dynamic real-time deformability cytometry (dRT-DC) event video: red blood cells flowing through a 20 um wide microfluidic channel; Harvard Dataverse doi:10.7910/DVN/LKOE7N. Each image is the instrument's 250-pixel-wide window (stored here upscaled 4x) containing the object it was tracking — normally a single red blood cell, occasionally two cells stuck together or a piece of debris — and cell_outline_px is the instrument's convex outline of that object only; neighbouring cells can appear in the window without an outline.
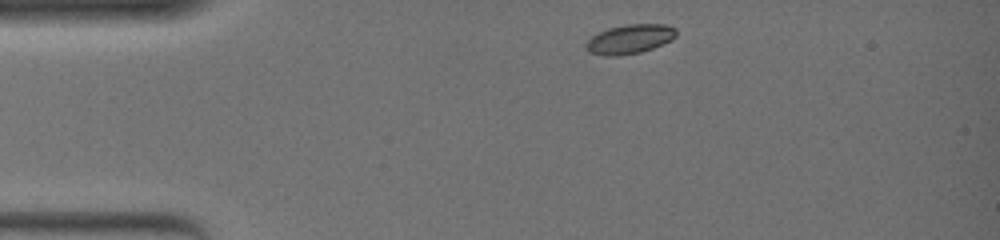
{"species": "common noctule bat (a hibernating species)", "species_latin": "Nyctalus noctula", "temperature_condition": "warm", "stored_images_in_passage": 38, "camera_frame_rate_fps": 3000, "um_per_image_px": 0.085, "animal": {"sex": "female", "body_mass_g": 19.0, "forearm_length_mm": 51.5}, "frame": {"image": 1, "passage_image": 1, "time_ms": 0.0, "image_size_px": [1000, 240], "cell_outline_px": [[676, 36], [672, 40], [652, 48], [640, 52], [620, 56], [604, 56], [588, 52], [584, 44], [592, 36], [608, 28], [624, 24], [668, 24], [676, 28]], "centroid_in_image_um": [53.53, 3.32], "position_along_channel_um": 31.5, "area_um2": 15.55}}
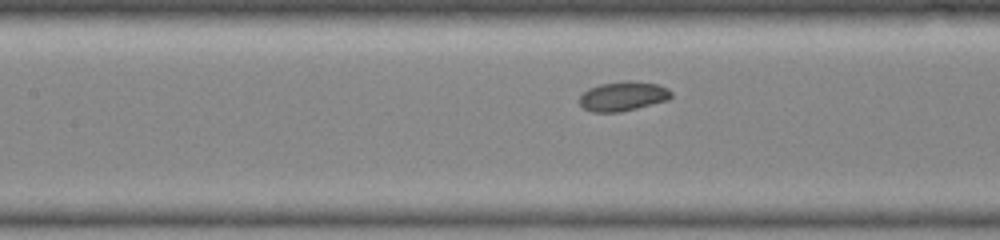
{"frame": {"image": 2, "passage_image": 15, "time_ms": 4.667, "image_size_px": [1000, 240], "cell_outline_px": [[672, 96], [668, 100], [620, 112], [592, 112], [584, 108], [580, 104], [580, 96], [588, 88], [600, 84], [624, 80], [628, 80], [656, 84], [668, 88], [672, 92]], "centroid_in_image_um": [52.95, 8.17], "position_along_channel_um": 154.4, "area_um2": 15.72}}
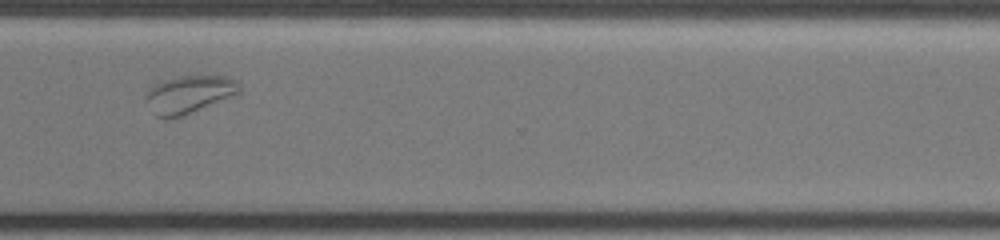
{"frame": {"image": 3, "passage_image": 31, "time_ms": 10.0, "image_size_px": [1000, 240], "cell_outline_px": [[240, 92], [236, 96], [184, 116], [164, 120], [156, 116], [144, 100], [148, 92], [160, 80], [176, 76], [228, 76], [236, 80], [240, 84]], "centroid_in_image_um": [16.1, 8.04], "position_along_channel_um": 354.5, "area_um2": 21.1}, "authors_computed_cell_mechanics": {"area_um2": 15.7505, "velocity_mm_per_s": 3.7463, "shape_relaxation_time_tau1_ms": 4.8506, "shape_relaxation_time_tau2_ms": 3.6806, "deformation_change_tau1": 0.1479, "deformation_change_tau2": 0.0581}}